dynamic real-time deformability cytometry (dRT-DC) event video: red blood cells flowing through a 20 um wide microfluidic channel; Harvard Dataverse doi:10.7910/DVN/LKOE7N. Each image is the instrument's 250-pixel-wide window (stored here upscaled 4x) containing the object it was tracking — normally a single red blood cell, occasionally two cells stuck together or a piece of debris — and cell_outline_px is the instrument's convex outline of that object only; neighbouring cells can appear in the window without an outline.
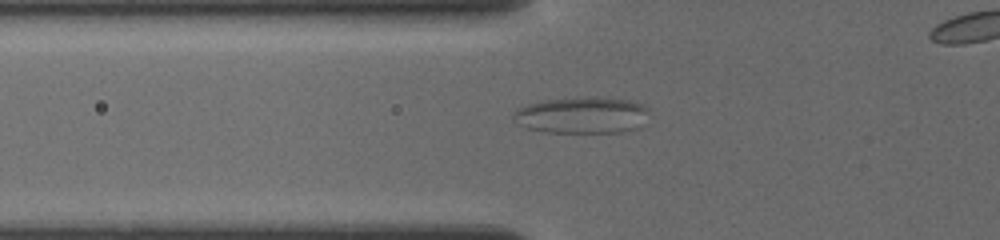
{"species": "common noctule bat (a hibernating species)", "species_latin": "Nyctalus noctula", "temperature_condition": "cold", "stored_images_in_passage": 41, "segment_of_instrument_passage": [1, 2], "camera_frame_rate_fps": 3000, "um_per_image_px": 0.085, "animal": {"sex": "female", "body_mass_g": 19.5, "forearm_length_mm": 54.1}, "frame": {"image": 1, "passage_image": 15, "time_ms": 4.0, "image_size_px": [1000, 240], "cell_outline_px": [[648, 108], [636, 128], [620, 132], [544, 132], [528, 128], [512, 116], [516, 108], [528, 104], [548, 100], [580, 96], [596, 96], [628, 100], [640, 104]], "centroid_in_image_um": [49.42, 9.77], "position_along_channel_um": 76.4, "area_um2": 28.32}}
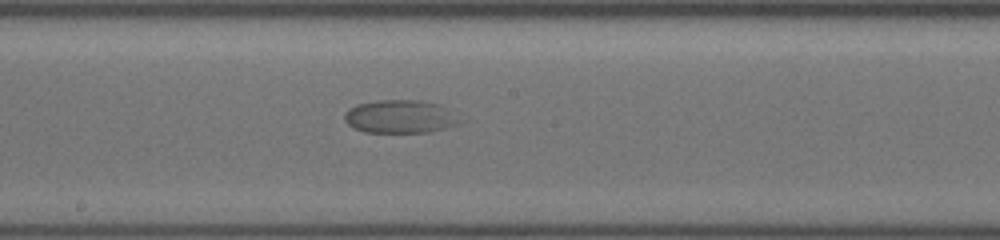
{"frame": {"image": 2, "passage_image": 24, "time_ms": 7.667, "image_size_px": [1000, 240], "cell_outline_px": [[456, 124], [444, 128], [428, 132], [364, 132], [352, 128], [344, 120], [344, 116], [356, 104], [376, 100], [420, 100], [440, 104], [456, 120]], "centroid_in_image_um": [33.89, 9.91], "position_along_channel_um": 214.3, "area_um2": 21.68}}
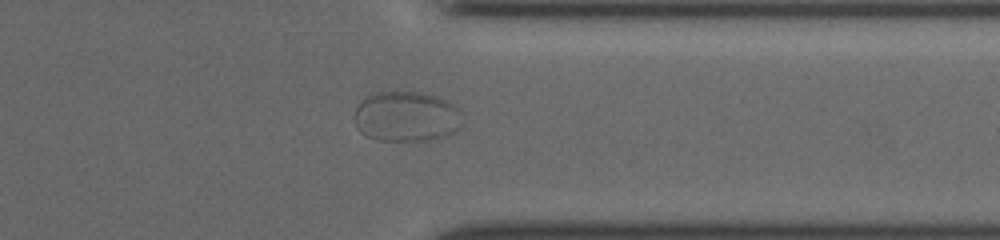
{"frame": {"image": 3, "passage_image": 37, "time_ms": 12.0, "image_size_px": [1000, 240], "cell_outline_px": [[464, 128], [448, 136], [432, 140], [380, 140], [368, 136], [360, 132], [356, 128], [356, 108], [364, 96], [372, 92], [420, 92], [436, 96], [456, 104], [464, 124]], "centroid_in_image_um": [34.61, 9.9], "position_along_channel_um": 376.8, "area_um2": 32.14}}